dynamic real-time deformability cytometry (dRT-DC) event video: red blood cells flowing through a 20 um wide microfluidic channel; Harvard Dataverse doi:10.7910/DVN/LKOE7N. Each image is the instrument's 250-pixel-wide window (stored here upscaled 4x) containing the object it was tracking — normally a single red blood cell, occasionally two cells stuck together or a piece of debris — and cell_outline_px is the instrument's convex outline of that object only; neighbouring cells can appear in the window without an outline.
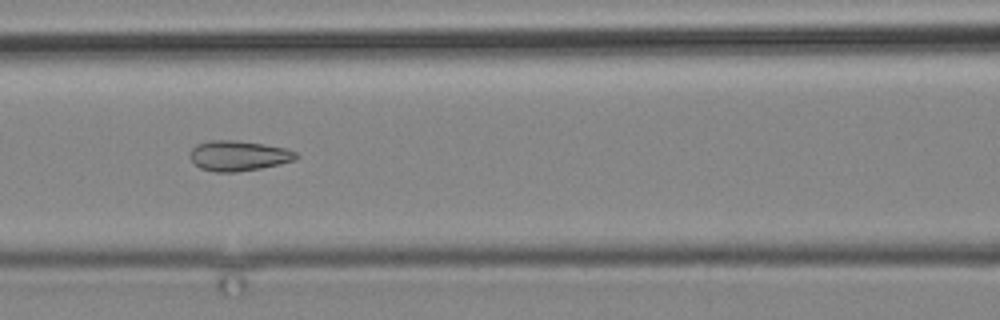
{"species": "common noctule bat (a hibernating species)", "species_latin": "Nyctalus noctula", "temperature_condition": "cold", "stored_images_in_passage": 9, "camera_frame_rate_fps": 3000, "um_per_image_px": 0.085, "animal": {"sex": "male", "body_mass_g": 19.2, "forearm_length_mm": 51.8}, "frame": {"image": 1, "passage_image": 6, "time_ms": 5.667, "image_size_px": [1000, 320], "cell_outline_px": [[300, 156], [296, 160], [280, 164], [260, 168], [236, 172], [216, 172], [200, 168], [192, 160], [192, 148], [196, 144], [208, 140], [236, 140], [264, 144], [288, 148], [296, 152]], "centroid_in_image_um": [20.33, 13.23], "position_along_channel_um": 146.3, "area_um2": 18.73}}
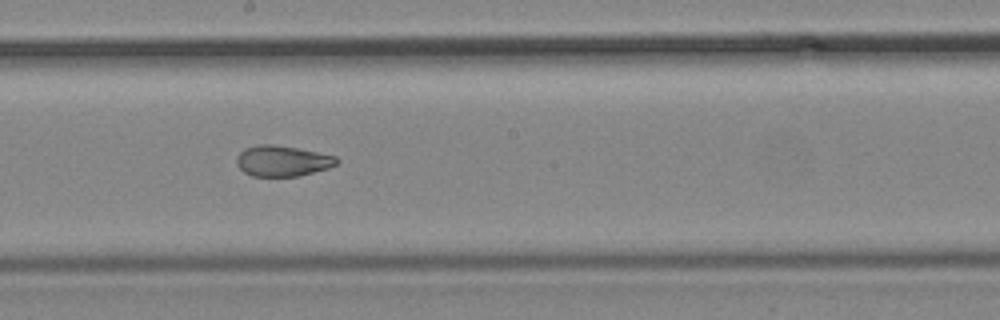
{"frame": {"image": 2, "passage_image": 8, "time_ms": 8.0, "image_size_px": [1000, 320], "cell_outline_px": [[340, 160], [336, 164], [328, 168], [296, 176], [252, 176], [244, 172], [236, 164], [236, 156], [244, 148], [256, 144], [272, 144], [296, 148], [336, 156]], "centroid_in_image_um": [23.96, 13.67], "position_along_channel_um": 224.2, "area_um2": 17.86}}
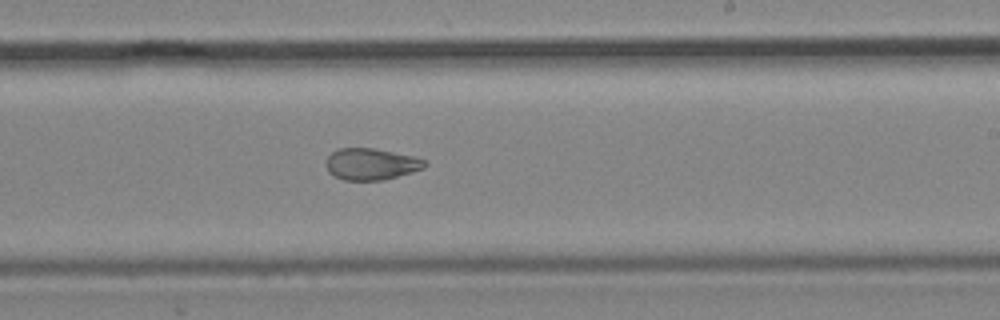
{"frame": {"image": 3, "passage_image": 9, "time_ms": 9.0, "image_size_px": [1000, 320], "cell_outline_px": [[428, 164], [424, 168], [384, 180], [344, 180], [328, 172], [324, 164], [324, 160], [332, 152], [340, 148], [372, 148], [416, 156], [424, 160]], "centroid_in_image_um": [31.52, 13.94], "position_along_channel_um": 257.5, "area_um2": 18.26}}